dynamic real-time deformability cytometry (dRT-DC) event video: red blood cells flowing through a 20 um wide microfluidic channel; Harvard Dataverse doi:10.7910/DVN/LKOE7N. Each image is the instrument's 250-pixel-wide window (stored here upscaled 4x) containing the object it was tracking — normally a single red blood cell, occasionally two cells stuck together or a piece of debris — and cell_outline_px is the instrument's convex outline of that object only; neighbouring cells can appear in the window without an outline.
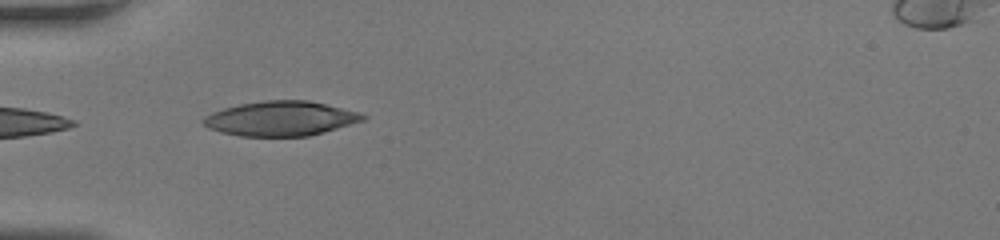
{"species": "human", "species_latin": "Homo sapiens", "temperature_condition": "room temperature", "stored_images_in_passage": 31, "camera_frame_rate_fps": 3000, "um_per_image_px": 0.085, "donor": {"sex": "female"}, "frame": {"image": 1, "passage_image": 1, "time_ms": 0.0, "image_size_px": [1000, 240], "cell_outline_px": [[368, 116], [364, 120], [324, 132], [308, 136], [240, 136], [220, 132], [208, 128], [200, 120], [204, 116], [212, 112], [224, 108], [240, 104], [264, 100], [308, 100], [360, 112]], "centroid_in_image_um": [23.84, 10.07], "position_along_channel_um": 61.2, "area_um2": 32.25}}
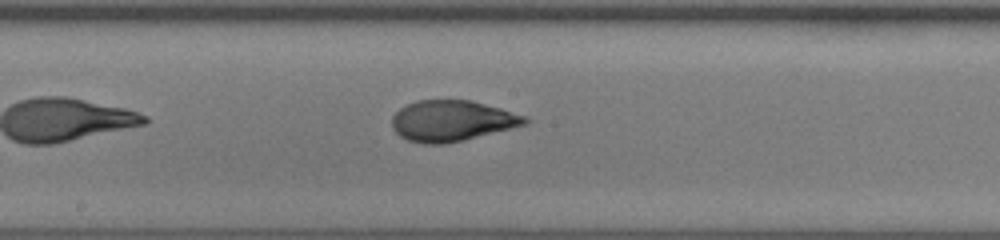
{"frame": {"image": 2, "passage_image": 11, "time_ms": 3.333, "image_size_px": [1000, 240], "cell_outline_px": [[528, 124], [464, 140], [444, 144], [424, 144], [408, 140], [400, 136], [392, 128], [392, 116], [400, 108], [416, 100], [468, 100], [500, 108], [528, 116]], "centroid_in_image_um": [38.41, 10.27], "position_along_channel_um": 209.8, "area_um2": 31.62}}
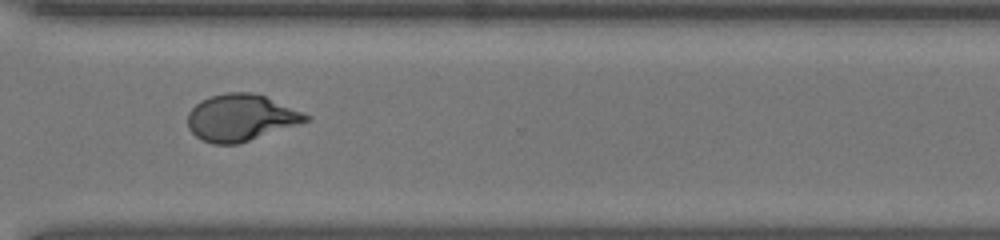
{"frame": {"image": 3, "passage_image": 20, "time_ms": 6.333, "image_size_px": [1000, 240], "cell_outline_px": [[312, 120], [236, 144], [212, 144], [196, 136], [188, 128], [188, 112], [200, 100], [208, 96], [228, 92], [252, 92], [264, 96], [312, 116]], "centroid_in_image_um": [20.46, 9.99], "position_along_channel_um": 350.1, "area_um2": 31.96}}